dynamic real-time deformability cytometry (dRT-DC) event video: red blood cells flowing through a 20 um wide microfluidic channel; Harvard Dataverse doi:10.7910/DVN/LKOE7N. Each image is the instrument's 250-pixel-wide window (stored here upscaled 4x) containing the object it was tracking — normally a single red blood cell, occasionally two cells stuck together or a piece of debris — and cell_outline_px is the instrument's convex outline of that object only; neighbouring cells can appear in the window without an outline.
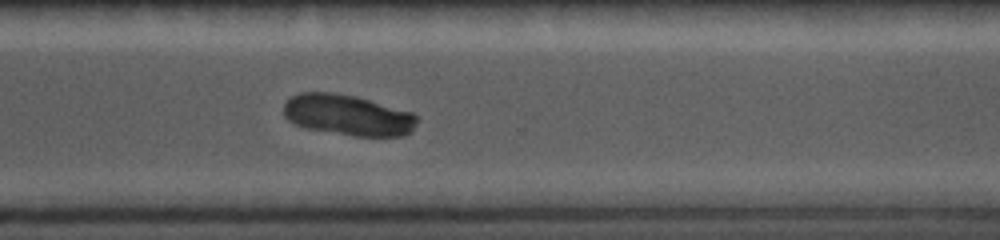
{"species": "common noctule bat (a hibernating species)", "species_latin": "Nyctalus noctula", "temperature_condition": "cold", "stored_images_in_passage": 44, "camera_frame_rate_fps": 5000, "um_per_image_px": 0.085, "animal": {"sex": "female", "body_mass_g": 19.0, "forearm_length_mm": 56.7}, "frame": {"image": 1, "passage_image": 33, "time_ms": 8.2, "image_size_px": [1000, 240], "cell_outline_px": [[420, 120], [412, 132], [404, 136], [352, 136], [304, 128], [292, 124], [284, 116], [284, 104], [292, 96], [300, 92], [332, 92], [356, 96], [412, 112]], "centroid_in_image_um": [29.58, 9.79], "position_along_channel_um": 341.0, "area_um2": 32.19}}
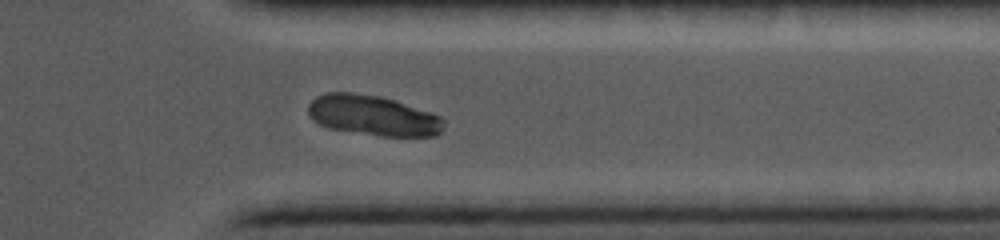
{"frame": {"image": 2, "passage_image": 37, "time_ms": 9.2, "image_size_px": [1000, 240], "cell_outline_px": [[444, 128], [436, 136], [380, 136], [328, 128], [312, 120], [308, 112], [308, 104], [316, 96], [328, 92], [352, 92], [380, 96], [432, 112], [440, 116], [444, 120]], "centroid_in_image_um": [31.7, 9.81], "position_along_channel_um": 379.7, "area_um2": 31.96}}
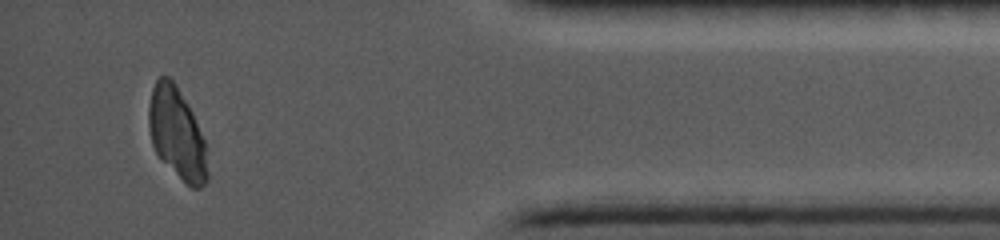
{"frame": {"image": 3, "passage_image": 44, "time_ms": 11.0, "image_size_px": [1000, 240], "cell_outline_px": [[208, 180], [200, 188], [192, 188], [156, 152], [152, 144], [148, 124], [148, 104], [152, 88], [156, 80], [160, 76], [168, 76], [176, 84], [192, 112], [204, 140], [208, 172]], "centroid_in_image_um": [15.03, 11.3], "position_along_channel_um": 420.2, "area_um2": 30.63}}